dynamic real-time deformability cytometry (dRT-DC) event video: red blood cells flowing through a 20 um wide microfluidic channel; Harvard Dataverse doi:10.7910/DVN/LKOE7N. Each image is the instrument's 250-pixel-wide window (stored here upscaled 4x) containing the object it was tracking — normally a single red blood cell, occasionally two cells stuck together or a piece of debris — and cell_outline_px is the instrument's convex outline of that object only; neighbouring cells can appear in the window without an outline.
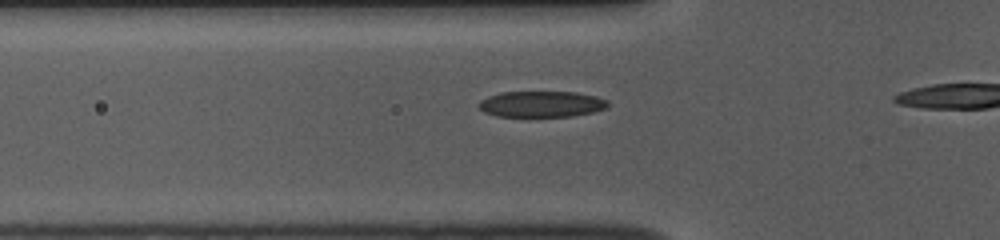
{"species": "common noctule bat (a hibernating species)", "species_latin": "Nyctalus noctula", "temperature_condition": "room temperature", "stored_images_in_passage": 21, "camera_frame_rate_fps": 3000, "um_per_image_px": 0.085, "animal": {"sex": "female", "body_mass_g": 10.0, "forearm_length_mm": 53.1}, "frame": {"image": 1, "passage_image": 12, "time_ms": 3.667, "image_size_px": [1000, 240], "cell_outline_px": [[608, 108], [592, 112], [572, 116], [496, 116], [484, 112], [476, 104], [480, 100], [488, 96], [500, 92], [576, 92], [596, 96], [608, 100]], "centroid_in_image_um": [46.01, 8.84], "position_along_channel_um": 79.8, "area_um2": 19.65}}
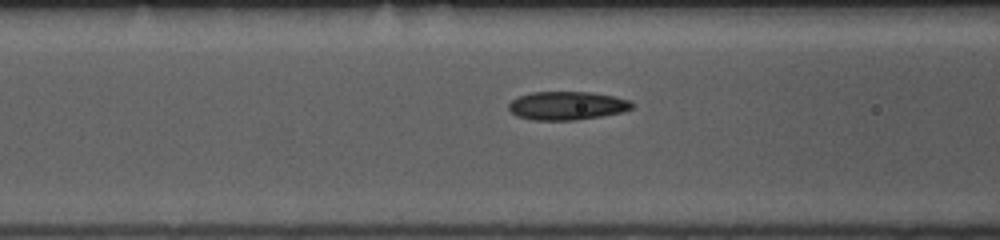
{"frame": {"image": 2, "passage_image": 15, "time_ms": 4.667, "image_size_px": [1000, 240], "cell_outline_px": [[632, 108], [620, 112], [600, 116], [572, 120], [532, 120], [516, 116], [508, 108], [508, 104], [512, 100], [520, 96], [532, 92], [592, 92], [616, 96], [628, 100], [632, 104]], "centroid_in_image_um": [48.16, 8.97], "position_along_channel_um": 118.4, "area_um2": 20.29}}
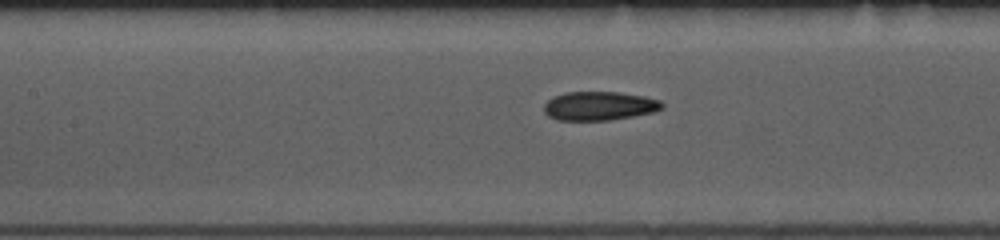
{"frame": {"image": 3, "passage_image": 18, "time_ms": 5.667, "image_size_px": [1000, 240], "cell_outline_px": [[664, 108], [652, 112], [632, 116], [608, 120], [556, 120], [548, 116], [544, 112], [544, 104], [548, 100], [564, 92], [616, 92], [644, 96], [660, 100], [664, 104]], "centroid_in_image_um": [50.93, 9.0], "position_along_channel_um": 156.5, "area_um2": 19.77}}